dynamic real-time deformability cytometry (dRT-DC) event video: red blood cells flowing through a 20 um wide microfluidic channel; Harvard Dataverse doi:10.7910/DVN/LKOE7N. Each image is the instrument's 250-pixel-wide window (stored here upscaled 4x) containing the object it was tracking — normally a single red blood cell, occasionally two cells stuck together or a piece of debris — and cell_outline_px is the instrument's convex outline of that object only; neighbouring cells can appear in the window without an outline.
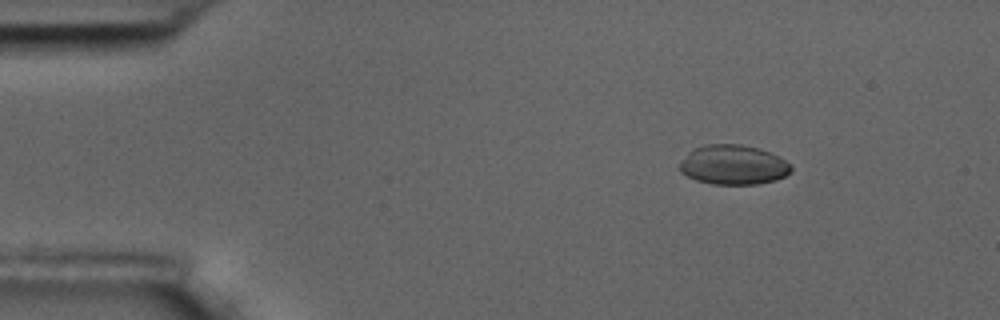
{"species": "common noctule bat (a hibernating species)", "species_latin": "Nyctalus noctula", "temperature_condition": "room temperature", "stored_images_in_passage": 9, "camera_frame_rate_fps": 3000, "um_per_image_px": 0.085, "animal": {"sex": "male", "body_mass_g": 17.5, "forearm_length_mm": 52.3}, "frame": {"image": 1, "passage_image": 1, "time_ms": 0.0, "image_size_px": [1000, 320], "cell_outline_px": [[792, 172], [776, 180], [756, 184], [712, 184], [696, 180], [680, 172], [680, 160], [692, 148], [704, 144], [740, 144], [760, 148], [780, 156], [792, 168]], "centroid_in_image_um": [62.31, 14.0], "position_along_channel_um": 22.7, "area_um2": 25.95}}
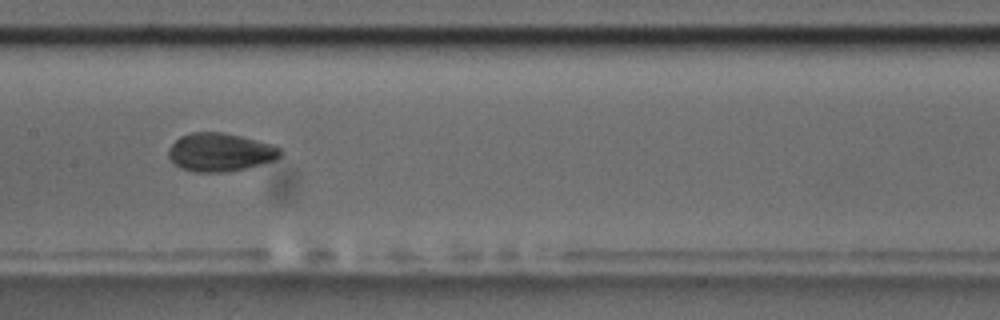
{"frame": {"image": 2, "passage_image": 7, "time_ms": 6.667, "image_size_px": [1000, 320], "cell_outline_px": [[284, 152], [276, 160], [228, 172], [192, 172], [180, 168], [168, 156], [168, 148], [180, 136], [192, 132], [224, 132], [272, 144], [280, 148]], "centroid_in_image_um": [18.71, 12.94], "position_along_channel_um": 188.7, "area_um2": 25.03}}
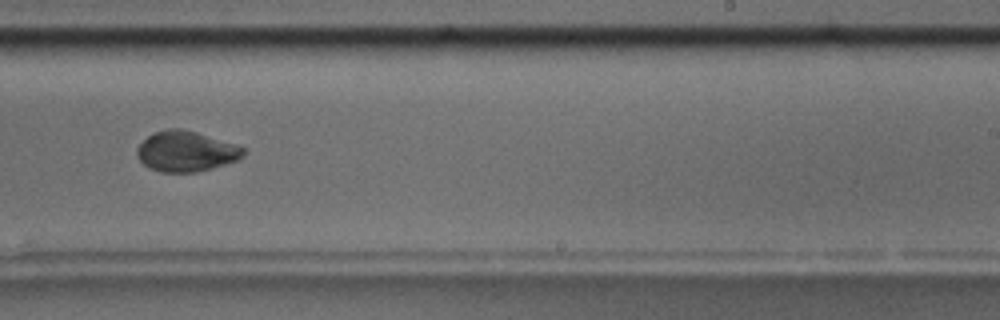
{"frame": {"image": 3, "passage_image": 9, "time_ms": 9.0, "image_size_px": [1000, 320], "cell_outline_px": [[244, 156], [240, 160], [212, 168], [196, 172], [160, 172], [144, 164], [136, 156], [136, 148], [152, 132], [168, 128], [184, 128], [236, 144], [244, 148]], "centroid_in_image_um": [15.82, 12.85], "position_along_channel_um": 273.2, "area_um2": 25.26}}